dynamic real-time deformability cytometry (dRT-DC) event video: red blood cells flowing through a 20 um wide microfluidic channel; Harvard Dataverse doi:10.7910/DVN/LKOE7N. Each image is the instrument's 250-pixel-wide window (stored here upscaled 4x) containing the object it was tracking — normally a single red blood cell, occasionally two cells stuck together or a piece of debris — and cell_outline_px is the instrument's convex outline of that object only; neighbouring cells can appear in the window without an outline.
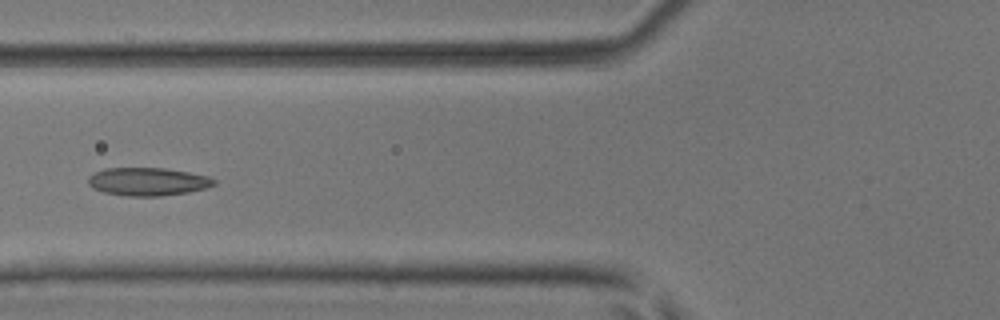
{"species": "common noctule bat (a hibernating species)", "species_latin": "Nyctalus noctula", "temperature_condition": "room temperature", "stored_images_in_passage": 5, "camera_frame_rate_fps": 3000, "um_per_image_px": 0.085, "animal": {"sex": "male", "body_mass_g": 17.9, "forearm_length_mm": 54.2}, "frame": {"image": 1, "passage_image": 4, "time_ms": 1.0, "image_size_px": [1000, 320], "cell_outline_px": [[216, 184], [208, 188], [188, 192], [160, 196], [128, 196], [104, 192], [92, 188], [88, 184], [88, 176], [104, 168], [164, 168], [188, 172], [208, 176], [216, 180]], "centroid_in_image_um": [12.57, 15.44], "position_along_channel_um": 113.2, "area_um2": 20.63}}
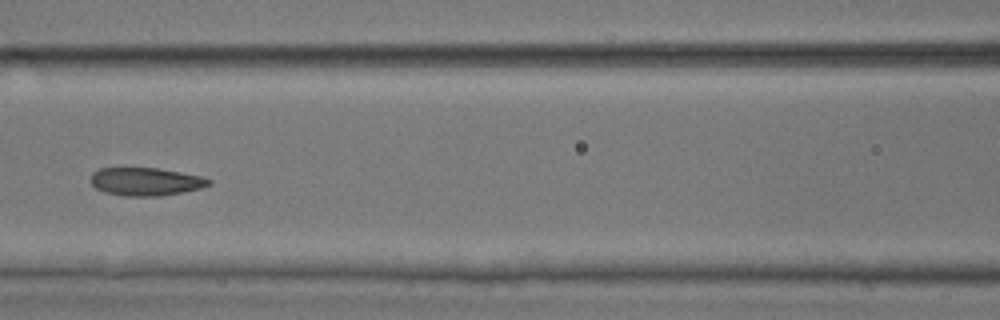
{"frame": {"image": 2, "passage_image": 5, "time_ms": 1.333, "image_size_px": [1000, 320], "cell_outline_px": [[212, 184], [204, 188], [184, 192], [160, 196], [124, 196], [104, 192], [96, 188], [92, 184], [92, 172], [100, 168], [156, 168], [200, 176], [212, 180]], "centroid_in_image_um": [12.42, 15.45], "position_along_channel_um": 154.2, "area_um2": 19.31}}